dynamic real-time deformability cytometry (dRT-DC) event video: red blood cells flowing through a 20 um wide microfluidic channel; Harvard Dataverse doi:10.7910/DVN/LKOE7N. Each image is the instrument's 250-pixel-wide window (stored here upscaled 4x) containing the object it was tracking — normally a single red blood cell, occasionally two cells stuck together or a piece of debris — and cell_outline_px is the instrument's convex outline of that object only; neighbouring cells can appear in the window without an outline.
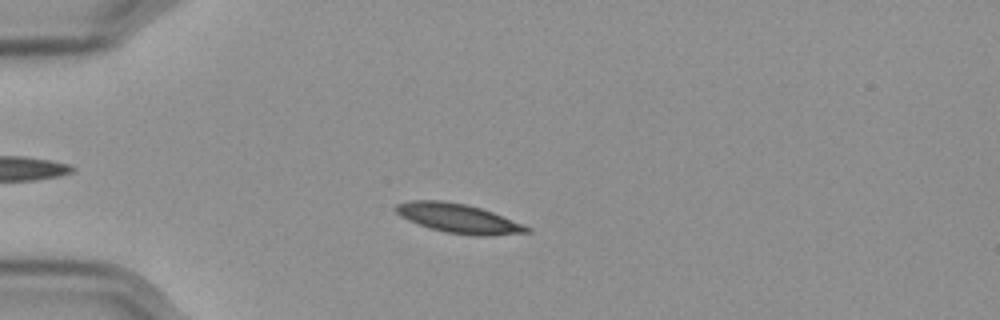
{"species": "Egyptian fruit bat (a non-hibernating species)", "species_latin": "Rousettus aegyptiacus", "temperature_condition": "cold", "stored_images_in_passage": 54, "camera_frame_rate_fps": 3000, "um_per_image_px": 0.085, "frame": {"image": 1, "passage_image": 12, "time_ms": 3.667, "image_size_px": [1000, 320], "cell_outline_px": [[532, 232], [488, 236], [472, 236], [448, 232], [428, 228], [408, 220], [400, 216], [392, 208], [396, 204], [412, 200], [440, 200], [464, 204], [480, 208], [492, 212], [532, 228]], "centroid_in_image_um": [38.94, 18.57], "position_along_channel_um": 46.1, "area_um2": 22.31}}
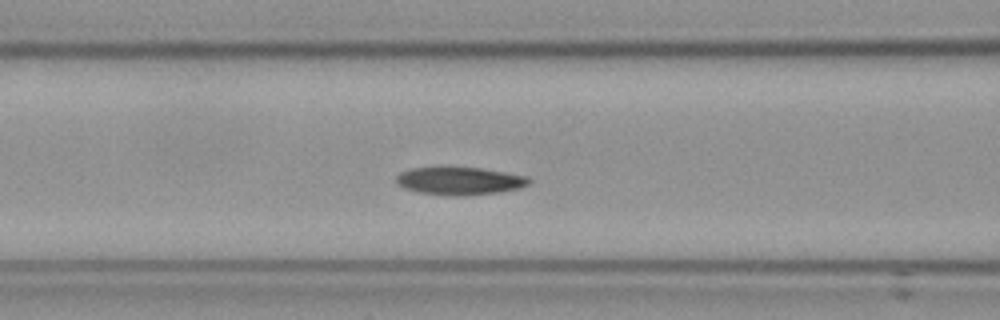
{"frame": {"image": 2, "passage_image": 21, "time_ms": 6.667, "image_size_px": [1000, 320], "cell_outline_px": [[532, 180], [528, 184], [520, 188], [500, 192], [464, 196], [456, 196], [420, 192], [404, 188], [396, 184], [396, 176], [400, 172], [412, 168], [480, 168], [528, 176]], "centroid_in_image_um": [39.09, 15.39], "position_along_channel_um": 127.5, "area_um2": 21.33}}
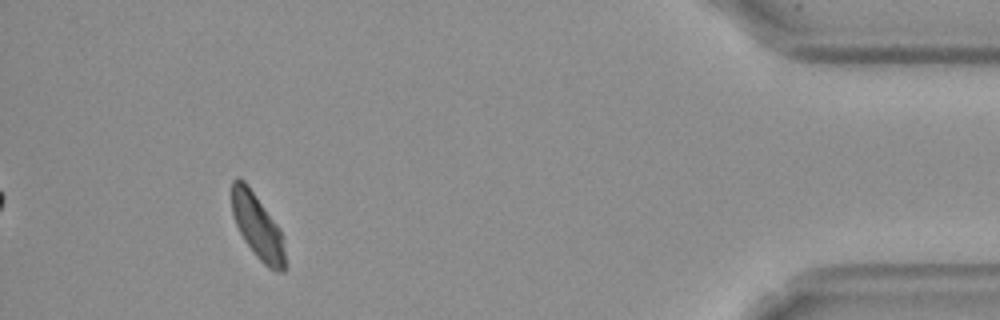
{"frame": {"image": 3, "passage_image": 50, "time_ms": 16.333, "image_size_px": [1000, 320], "cell_outline_px": [[288, 268], [284, 272], [276, 272], [268, 268], [252, 252], [244, 240], [232, 216], [232, 180], [236, 176], [244, 180], [248, 184], [280, 228]], "centroid_in_image_um": [21.91, 19.28], "position_along_channel_um": 413.3, "area_um2": 20.52}, "authors_computed_cell_mechanics": {"area_um2": 21.4438, "velocity_mm_per_s": 3.5325, "shape_relaxation_time_tau1_ms": 2.5068, "shape_relaxation_time_tau2_ms": 3.8128, "deformation_change_tau1": 0.1204, "deformation_change_tau2": 0.1048}}